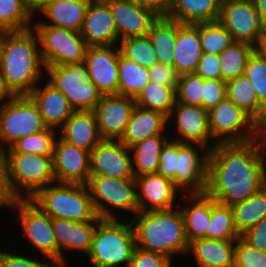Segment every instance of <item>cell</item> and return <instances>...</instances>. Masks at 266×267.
<instances>
[{
    "mask_svg": "<svg viewBox=\"0 0 266 267\" xmlns=\"http://www.w3.org/2000/svg\"><path fill=\"white\" fill-rule=\"evenodd\" d=\"M119 57L118 45L87 47L84 64L90 80L102 95L117 94Z\"/></svg>",
    "mask_w": 266,
    "mask_h": 267,
    "instance_id": "16",
    "label": "cell"
},
{
    "mask_svg": "<svg viewBox=\"0 0 266 267\" xmlns=\"http://www.w3.org/2000/svg\"><path fill=\"white\" fill-rule=\"evenodd\" d=\"M256 11L263 18L266 16V0H251Z\"/></svg>",
    "mask_w": 266,
    "mask_h": 267,
    "instance_id": "58",
    "label": "cell"
},
{
    "mask_svg": "<svg viewBox=\"0 0 266 267\" xmlns=\"http://www.w3.org/2000/svg\"><path fill=\"white\" fill-rule=\"evenodd\" d=\"M0 52H1V31H0Z\"/></svg>",
    "mask_w": 266,
    "mask_h": 267,
    "instance_id": "63",
    "label": "cell"
},
{
    "mask_svg": "<svg viewBox=\"0 0 266 267\" xmlns=\"http://www.w3.org/2000/svg\"><path fill=\"white\" fill-rule=\"evenodd\" d=\"M218 21L233 41L246 42L257 48L265 37L262 17L251 0L221 3Z\"/></svg>",
    "mask_w": 266,
    "mask_h": 267,
    "instance_id": "13",
    "label": "cell"
},
{
    "mask_svg": "<svg viewBox=\"0 0 266 267\" xmlns=\"http://www.w3.org/2000/svg\"><path fill=\"white\" fill-rule=\"evenodd\" d=\"M195 73L203 79H222L219 55L203 53Z\"/></svg>",
    "mask_w": 266,
    "mask_h": 267,
    "instance_id": "52",
    "label": "cell"
},
{
    "mask_svg": "<svg viewBox=\"0 0 266 267\" xmlns=\"http://www.w3.org/2000/svg\"><path fill=\"white\" fill-rule=\"evenodd\" d=\"M167 119L168 125L173 119V123L176 125L173 127L176 128V132L173 133L175 137L170 136L171 140L200 144L208 150L216 145L209 130L208 111L201 106L175 103Z\"/></svg>",
    "mask_w": 266,
    "mask_h": 267,
    "instance_id": "15",
    "label": "cell"
},
{
    "mask_svg": "<svg viewBox=\"0 0 266 267\" xmlns=\"http://www.w3.org/2000/svg\"><path fill=\"white\" fill-rule=\"evenodd\" d=\"M140 7L146 8L157 17H166L172 0H131Z\"/></svg>",
    "mask_w": 266,
    "mask_h": 267,
    "instance_id": "55",
    "label": "cell"
},
{
    "mask_svg": "<svg viewBox=\"0 0 266 267\" xmlns=\"http://www.w3.org/2000/svg\"><path fill=\"white\" fill-rule=\"evenodd\" d=\"M213 142L243 143L254 140L255 120L227 97L208 111Z\"/></svg>",
    "mask_w": 266,
    "mask_h": 267,
    "instance_id": "12",
    "label": "cell"
},
{
    "mask_svg": "<svg viewBox=\"0 0 266 267\" xmlns=\"http://www.w3.org/2000/svg\"><path fill=\"white\" fill-rule=\"evenodd\" d=\"M135 181L139 211L174 208L177 204L174 201L183 194L171 179L158 173L137 176Z\"/></svg>",
    "mask_w": 266,
    "mask_h": 267,
    "instance_id": "21",
    "label": "cell"
},
{
    "mask_svg": "<svg viewBox=\"0 0 266 267\" xmlns=\"http://www.w3.org/2000/svg\"><path fill=\"white\" fill-rule=\"evenodd\" d=\"M176 103V92L173 87L149 83L135 98V104L145 109L158 111L169 116Z\"/></svg>",
    "mask_w": 266,
    "mask_h": 267,
    "instance_id": "39",
    "label": "cell"
},
{
    "mask_svg": "<svg viewBox=\"0 0 266 267\" xmlns=\"http://www.w3.org/2000/svg\"><path fill=\"white\" fill-rule=\"evenodd\" d=\"M231 206L216 202L211 197V218L207 229V238L219 240H237Z\"/></svg>",
    "mask_w": 266,
    "mask_h": 267,
    "instance_id": "40",
    "label": "cell"
},
{
    "mask_svg": "<svg viewBox=\"0 0 266 267\" xmlns=\"http://www.w3.org/2000/svg\"><path fill=\"white\" fill-rule=\"evenodd\" d=\"M236 240L199 238L189 242L186 255L192 254L198 267H234Z\"/></svg>",
    "mask_w": 266,
    "mask_h": 267,
    "instance_id": "30",
    "label": "cell"
},
{
    "mask_svg": "<svg viewBox=\"0 0 266 267\" xmlns=\"http://www.w3.org/2000/svg\"><path fill=\"white\" fill-rule=\"evenodd\" d=\"M90 0H53L45 3L36 14L44 15L32 25H51L81 32ZM46 18L49 21H45ZM49 22V23H48Z\"/></svg>",
    "mask_w": 266,
    "mask_h": 267,
    "instance_id": "25",
    "label": "cell"
},
{
    "mask_svg": "<svg viewBox=\"0 0 266 267\" xmlns=\"http://www.w3.org/2000/svg\"><path fill=\"white\" fill-rule=\"evenodd\" d=\"M256 49L246 42L233 41L219 54L222 80L227 82L245 73L249 56Z\"/></svg>",
    "mask_w": 266,
    "mask_h": 267,
    "instance_id": "38",
    "label": "cell"
},
{
    "mask_svg": "<svg viewBox=\"0 0 266 267\" xmlns=\"http://www.w3.org/2000/svg\"><path fill=\"white\" fill-rule=\"evenodd\" d=\"M90 1H107V0H90Z\"/></svg>",
    "mask_w": 266,
    "mask_h": 267,
    "instance_id": "64",
    "label": "cell"
},
{
    "mask_svg": "<svg viewBox=\"0 0 266 267\" xmlns=\"http://www.w3.org/2000/svg\"><path fill=\"white\" fill-rule=\"evenodd\" d=\"M0 248V267H55L47 259L34 254H19ZM38 257V258H37Z\"/></svg>",
    "mask_w": 266,
    "mask_h": 267,
    "instance_id": "47",
    "label": "cell"
},
{
    "mask_svg": "<svg viewBox=\"0 0 266 267\" xmlns=\"http://www.w3.org/2000/svg\"><path fill=\"white\" fill-rule=\"evenodd\" d=\"M169 139L165 134L154 135L130 147L134 177L157 173L161 150Z\"/></svg>",
    "mask_w": 266,
    "mask_h": 267,
    "instance_id": "32",
    "label": "cell"
},
{
    "mask_svg": "<svg viewBox=\"0 0 266 267\" xmlns=\"http://www.w3.org/2000/svg\"><path fill=\"white\" fill-rule=\"evenodd\" d=\"M147 35L156 53L157 62L173 66L177 21L166 17H158L152 23Z\"/></svg>",
    "mask_w": 266,
    "mask_h": 267,
    "instance_id": "33",
    "label": "cell"
},
{
    "mask_svg": "<svg viewBox=\"0 0 266 267\" xmlns=\"http://www.w3.org/2000/svg\"><path fill=\"white\" fill-rule=\"evenodd\" d=\"M231 208L236 232L241 236L266 217V185Z\"/></svg>",
    "mask_w": 266,
    "mask_h": 267,
    "instance_id": "34",
    "label": "cell"
},
{
    "mask_svg": "<svg viewBox=\"0 0 266 267\" xmlns=\"http://www.w3.org/2000/svg\"><path fill=\"white\" fill-rule=\"evenodd\" d=\"M200 40L203 53L216 55L233 42L231 34L219 21L200 23Z\"/></svg>",
    "mask_w": 266,
    "mask_h": 267,
    "instance_id": "43",
    "label": "cell"
},
{
    "mask_svg": "<svg viewBox=\"0 0 266 267\" xmlns=\"http://www.w3.org/2000/svg\"><path fill=\"white\" fill-rule=\"evenodd\" d=\"M31 200L52 218L84 222L98 217L86 185L55 182Z\"/></svg>",
    "mask_w": 266,
    "mask_h": 267,
    "instance_id": "6",
    "label": "cell"
},
{
    "mask_svg": "<svg viewBox=\"0 0 266 267\" xmlns=\"http://www.w3.org/2000/svg\"><path fill=\"white\" fill-rule=\"evenodd\" d=\"M240 237L252 247L266 252V217Z\"/></svg>",
    "mask_w": 266,
    "mask_h": 267,
    "instance_id": "53",
    "label": "cell"
},
{
    "mask_svg": "<svg viewBox=\"0 0 266 267\" xmlns=\"http://www.w3.org/2000/svg\"><path fill=\"white\" fill-rule=\"evenodd\" d=\"M234 267H266V252L252 247L239 237L235 243Z\"/></svg>",
    "mask_w": 266,
    "mask_h": 267,
    "instance_id": "46",
    "label": "cell"
},
{
    "mask_svg": "<svg viewBox=\"0 0 266 267\" xmlns=\"http://www.w3.org/2000/svg\"><path fill=\"white\" fill-rule=\"evenodd\" d=\"M58 135L64 141L90 153L102 140L93 111H74Z\"/></svg>",
    "mask_w": 266,
    "mask_h": 267,
    "instance_id": "28",
    "label": "cell"
},
{
    "mask_svg": "<svg viewBox=\"0 0 266 267\" xmlns=\"http://www.w3.org/2000/svg\"><path fill=\"white\" fill-rule=\"evenodd\" d=\"M101 220L99 216L94 220L84 222L52 218V228L58 246V267H66L68 264L64 256L66 251H76L87 256L95 229Z\"/></svg>",
    "mask_w": 266,
    "mask_h": 267,
    "instance_id": "20",
    "label": "cell"
},
{
    "mask_svg": "<svg viewBox=\"0 0 266 267\" xmlns=\"http://www.w3.org/2000/svg\"><path fill=\"white\" fill-rule=\"evenodd\" d=\"M43 84L39 83L28 96L37 105L44 125L58 132L75 110L60 90L47 81Z\"/></svg>",
    "mask_w": 266,
    "mask_h": 267,
    "instance_id": "24",
    "label": "cell"
},
{
    "mask_svg": "<svg viewBox=\"0 0 266 267\" xmlns=\"http://www.w3.org/2000/svg\"><path fill=\"white\" fill-rule=\"evenodd\" d=\"M86 187L101 219H119L115 210L133 213L134 216L139 212L135 178L90 175Z\"/></svg>",
    "mask_w": 266,
    "mask_h": 267,
    "instance_id": "7",
    "label": "cell"
},
{
    "mask_svg": "<svg viewBox=\"0 0 266 267\" xmlns=\"http://www.w3.org/2000/svg\"><path fill=\"white\" fill-rule=\"evenodd\" d=\"M46 128L37 105L29 96H15L0 106L1 149L6 150L22 137Z\"/></svg>",
    "mask_w": 266,
    "mask_h": 267,
    "instance_id": "11",
    "label": "cell"
},
{
    "mask_svg": "<svg viewBox=\"0 0 266 267\" xmlns=\"http://www.w3.org/2000/svg\"><path fill=\"white\" fill-rule=\"evenodd\" d=\"M6 181L14 199H31L40 189L56 182L53 155L5 152Z\"/></svg>",
    "mask_w": 266,
    "mask_h": 267,
    "instance_id": "5",
    "label": "cell"
},
{
    "mask_svg": "<svg viewBox=\"0 0 266 267\" xmlns=\"http://www.w3.org/2000/svg\"><path fill=\"white\" fill-rule=\"evenodd\" d=\"M148 71L151 82L173 87L176 90L180 74L174 66L157 62L148 68Z\"/></svg>",
    "mask_w": 266,
    "mask_h": 267,
    "instance_id": "51",
    "label": "cell"
},
{
    "mask_svg": "<svg viewBox=\"0 0 266 267\" xmlns=\"http://www.w3.org/2000/svg\"><path fill=\"white\" fill-rule=\"evenodd\" d=\"M113 16L118 42L129 38L145 36L152 23L158 18L150 10L140 7L131 0H107Z\"/></svg>",
    "mask_w": 266,
    "mask_h": 267,
    "instance_id": "23",
    "label": "cell"
},
{
    "mask_svg": "<svg viewBox=\"0 0 266 267\" xmlns=\"http://www.w3.org/2000/svg\"><path fill=\"white\" fill-rule=\"evenodd\" d=\"M135 105V99L129 96L102 95L93 110L101 138L120 140Z\"/></svg>",
    "mask_w": 266,
    "mask_h": 267,
    "instance_id": "19",
    "label": "cell"
},
{
    "mask_svg": "<svg viewBox=\"0 0 266 267\" xmlns=\"http://www.w3.org/2000/svg\"><path fill=\"white\" fill-rule=\"evenodd\" d=\"M203 54L200 40V23L182 24L177 22V38L173 66L181 74L195 73Z\"/></svg>",
    "mask_w": 266,
    "mask_h": 267,
    "instance_id": "27",
    "label": "cell"
},
{
    "mask_svg": "<svg viewBox=\"0 0 266 267\" xmlns=\"http://www.w3.org/2000/svg\"><path fill=\"white\" fill-rule=\"evenodd\" d=\"M220 3L223 2H244V1H249V0H218Z\"/></svg>",
    "mask_w": 266,
    "mask_h": 267,
    "instance_id": "61",
    "label": "cell"
},
{
    "mask_svg": "<svg viewBox=\"0 0 266 267\" xmlns=\"http://www.w3.org/2000/svg\"><path fill=\"white\" fill-rule=\"evenodd\" d=\"M209 151L200 144L178 142L175 185L181 192H205Z\"/></svg>",
    "mask_w": 266,
    "mask_h": 267,
    "instance_id": "14",
    "label": "cell"
},
{
    "mask_svg": "<svg viewBox=\"0 0 266 267\" xmlns=\"http://www.w3.org/2000/svg\"><path fill=\"white\" fill-rule=\"evenodd\" d=\"M118 69L117 94L135 99L150 81L148 68L128 60L120 54Z\"/></svg>",
    "mask_w": 266,
    "mask_h": 267,
    "instance_id": "37",
    "label": "cell"
},
{
    "mask_svg": "<svg viewBox=\"0 0 266 267\" xmlns=\"http://www.w3.org/2000/svg\"><path fill=\"white\" fill-rule=\"evenodd\" d=\"M50 1H53V0H29V5H30V8L34 14V16H37L36 15V12L47 2H50Z\"/></svg>",
    "mask_w": 266,
    "mask_h": 267,
    "instance_id": "59",
    "label": "cell"
},
{
    "mask_svg": "<svg viewBox=\"0 0 266 267\" xmlns=\"http://www.w3.org/2000/svg\"><path fill=\"white\" fill-rule=\"evenodd\" d=\"M120 54L143 67L150 68L157 63L156 53L148 37H129L118 42Z\"/></svg>",
    "mask_w": 266,
    "mask_h": 267,
    "instance_id": "42",
    "label": "cell"
},
{
    "mask_svg": "<svg viewBox=\"0 0 266 267\" xmlns=\"http://www.w3.org/2000/svg\"><path fill=\"white\" fill-rule=\"evenodd\" d=\"M45 79L60 90L75 111H93L102 94L90 80L84 63L45 67Z\"/></svg>",
    "mask_w": 266,
    "mask_h": 267,
    "instance_id": "8",
    "label": "cell"
},
{
    "mask_svg": "<svg viewBox=\"0 0 266 267\" xmlns=\"http://www.w3.org/2000/svg\"><path fill=\"white\" fill-rule=\"evenodd\" d=\"M172 263L165 255L135 247L129 267H172Z\"/></svg>",
    "mask_w": 266,
    "mask_h": 267,
    "instance_id": "50",
    "label": "cell"
},
{
    "mask_svg": "<svg viewBox=\"0 0 266 267\" xmlns=\"http://www.w3.org/2000/svg\"><path fill=\"white\" fill-rule=\"evenodd\" d=\"M46 128L34 134L27 135L17 140L5 152H20L26 154L53 155L54 143L58 132Z\"/></svg>",
    "mask_w": 266,
    "mask_h": 267,
    "instance_id": "41",
    "label": "cell"
},
{
    "mask_svg": "<svg viewBox=\"0 0 266 267\" xmlns=\"http://www.w3.org/2000/svg\"><path fill=\"white\" fill-rule=\"evenodd\" d=\"M182 200H184V205ZM179 209L184 219L185 234L188 242L207 238L211 218V197L204 193H183Z\"/></svg>",
    "mask_w": 266,
    "mask_h": 267,
    "instance_id": "26",
    "label": "cell"
},
{
    "mask_svg": "<svg viewBox=\"0 0 266 267\" xmlns=\"http://www.w3.org/2000/svg\"><path fill=\"white\" fill-rule=\"evenodd\" d=\"M90 155V152L64 141L58 135L53 150L56 183L86 185L91 175Z\"/></svg>",
    "mask_w": 266,
    "mask_h": 267,
    "instance_id": "17",
    "label": "cell"
},
{
    "mask_svg": "<svg viewBox=\"0 0 266 267\" xmlns=\"http://www.w3.org/2000/svg\"><path fill=\"white\" fill-rule=\"evenodd\" d=\"M220 5L218 0H172L166 18L182 24L214 22Z\"/></svg>",
    "mask_w": 266,
    "mask_h": 267,
    "instance_id": "31",
    "label": "cell"
},
{
    "mask_svg": "<svg viewBox=\"0 0 266 267\" xmlns=\"http://www.w3.org/2000/svg\"><path fill=\"white\" fill-rule=\"evenodd\" d=\"M226 97V82L222 79H203L202 108L209 111Z\"/></svg>",
    "mask_w": 266,
    "mask_h": 267,
    "instance_id": "48",
    "label": "cell"
},
{
    "mask_svg": "<svg viewBox=\"0 0 266 267\" xmlns=\"http://www.w3.org/2000/svg\"><path fill=\"white\" fill-rule=\"evenodd\" d=\"M91 175L135 178L132 154L121 140L102 139L90 155Z\"/></svg>",
    "mask_w": 266,
    "mask_h": 267,
    "instance_id": "18",
    "label": "cell"
},
{
    "mask_svg": "<svg viewBox=\"0 0 266 267\" xmlns=\"http://www.w3.org/2000/svg\"><path fill=\"white\" fill-rule=\"evenodd\" d=\"M175 92L176 103L202 107L203 78L196 73L181 74Z\"/></svg>",
    "mask_w": 266,
    "mask_h": 267,
    "instance_id": "44",
    "label": "cell"
},
{
    "mask_svg": "<svg viewBox=\"0 0 266 267\" xmlns=\"http://www.w3.org/2000/svg\"><path fill=\"white\" fill-rule=\"evenodd\" d=\"M15 95L13 92L8 88L4 77L0 71V106L4 105L5 103L11 101Z\"/></svg>",
    "mask_w": 266,
    "mask_h": 267,
    "instance_id": "57",
    "label": "cell"
},
{
    "mask_svg": "<svg viewBox=\"0 0 266 267\" xmlns=\"http://www.w3.org/2000/svg\"><path fill=\"white\" fill-rule=\"evenodd\" d=\"M263 20V30H264V33H265V36H266V16L262 18Z\"/></svg>",
    "mask_w": 266,
    "mask_h": 267,
    "instance_id": "62",
    "label": "cell"
},
{
    "mask_svg": "<svg viewBox=\"0 0 266 267\" xmlns=\"http://www.w3.org/2000/svg\"><path fill=\"white\" fill-rule=\"evenodd\" d=\"M266 185V161L254 140L218 143L210 151L205 193L232 206Z\"/></svg>",
    "mask_w": 266,
    "mask_h": 267,
    "instance_id": "1",
    "label": "cell"
},
{
    "mask_svg": "<svg viewBox=\"0 0 266 267\" xmlns=\"http://www.w3.org/2000/svg\"><path fill=\"white\" fill-rule=\"evenodd\" d=\"M178 158V142L169 139L163 146L160 154L157 173L171 179L175 184V164Z\"/></svg>",
    "mask_w": 266,
    "mask_h": 267,
    "instance_id": "49",
    "label": "cell"
},
{
    "mask_svg": "<svg viewBox=\"0 0 266 267\" xmlns=\"http://www.w3.org/2000/svg\"><path fill=\"white\" fill-rule=\"evenodd\" d=\"M35 18L29 0H0V31L32 28Z\"/></svg>",
    "mask_w": 266,
    "mask_h": 267,
    "instance_id": "36",
    "label": "cell"
},
{
    "mask_svg": "<svg viewBox=\"0 0 266 267\" xmlns=\"http://www.w3.org/2000/svg\"><path fill=\"white\" fill-rule=\"evenodd\" d=\"M168 119L161 112L135 105L125 133L120 139L128 148L154 135L168 134Z\"/></svg>",
    "mask_w": 266,
    "mask_h": 267,
    "instance_id": "29",
    "label": "cell"
},
{
    "mask_svg": "<svg viewBox=\"0 0 266 267\" xmlns=\"http://www.w3.org/2000/svg\"><path fill=\"white\" fill-rule=\"evenodd\" d=\"M226 97L256 120L266 108L245 75L226 82Z\"/></svg>",
    "mask_w": 266,
    "mask_h": 267,
    "instance_id": "35",
    "label": "cell"
},
{
    "mask_svg": "<svg viewBox=\"0 0 266 267\" xmlns=\"http://www.w3.org/2000/svg\"><path fill=\"white\" fill-rule=\"evenodd\" d=\"M0 71L15 96H28L42 82L45 65L32 28L1 31Z\"/></svg>",
    "mask_w": 266,
    "mask_h": 267,
    "instance_id": "2",
    "label": "cell"
},
{
    "mask_svg": "<svg viewBox=\"0 0 266 267\" xmlns=\"http://www.w3.org/2000/svg\"><path fill=\"white\" fill-rule=\"evenodd\" d=\"M244 75L252 83L258 100L266 107V58L257 48L247 60Z\"/></svg>",
    "mask_w": 266,
    "mask_h": 267,
    "instance_id": "45",
    "label": "cell"
},
{
    "mask_svg": "<svg viewBox=\"0 0 266 267\" xmlns=\"http://www.w3.org/2000/svg\"><path fill=\"white\" fill-rule=\"evenodd\" d=\"M135 247L131 221L102 219L95 229L86 257L92 267H129Z\"/></svg>",
    "mask_w": 266,
    "mask_h": 267,
    "instance_id": "4",
    "label": "cell"
},
{
    "mask_svg": "<svg viewBox=\"0 0 266 267\" xmlns=\"http://www.w3.org/2000/svg\"><path fill=\"white\" fill-rule=\"evenodd\" d=\"M257 49L262 53V55L266 58V36L260 41Z\"/></svg>",
    "mask_w": 266,
    "mask_h": 267,
    "instance_id": "60",
    "label": "cell"
},
{
    "mask_svg": "<svg viewBox=\"0 0 266 267\" xmlns=\"http://www.w3.org/2000/svg\"><path fill=\"white\" fill-rule=\"evenodd\" d=\"M45 67L84 63L87 50L80 32L51 25H32Z\"/></svg>",
    "mask_w": 266,
    "mask_h": 267,
    "instance_id": "10",
    "label": "cell"
},
{
    "mask_svg": "<svg viewBox=\"0 0 266 267\" xmlns=\"http://www.w3.org/2000/svg\"><path fill=\"white\" fill-rule=\"evenodd\" d=\"M14 200L6 181L5 150L0 148V210L4 208L7 210Z\"/></svg>",
    "mask_w": 266,
    "mask_h": 267,
    "instance_id": "54",
    "label": "cell"
},
{
    "mask_svg": "<svg viewBox=\"0 0 266 267\" xmlns=\"http://www.w3.org/2000/svg\"><path fill=\"white\" fill-rule=\"evenodd\" d=\"M130 221L136 247L165 255L173 261L174 255L186 256L189 242L178 205L168 210L139 211Z\"/></svg>",
    "mask_w": 266,
    "mask_h": 267,
    "instance_id": "3",
    "label": "cell"
},
{
    "mask_svg": "<svg viewBox=\"0 0 266 267\" xmlns=\"http://www.w3.org/2000/svg\"><path fill=\"white\" fill-rule=\"evenodd\" d=\"M254 141L261 150L266 161V108L261 115L255 120V137Z\"/></svg>",
    "mask_w": 266,
    "mask_h": 267,
    "instance_id": "56",
    "label": "cell"
},
{
    "mask_svg": "<svg viewBox=\"0 0 266 267\" xmlns=\"http://www.w3.org/2000/svg\"><path fill=\"white\" fill-rule=\"evenodd\" d=\"M8 209L18 212L19 225L29 245L37 249L41 257L58 267V246L52 228V217L31 199H15Z\"/></svg>",
    "mask_w": 266,
    "mask_h": 267,
    "instance_id": "9",
    "label": "cell"
},
{
    "mask_svg": "<svg viewBox=\"0 0 266 267\" xmlns=\"http://www.w3.org/2000/svg\"><path fill=\"white\" fill-rule=\"evenodd\" d=\"M81 36L87 47L118 45L117 28L106 1H90Z\"/></svg>",
    "mask_w": 266,
    "mask_h": 267,
    "instance_id": "22",
    "label": "cell"
}]
</instances>
